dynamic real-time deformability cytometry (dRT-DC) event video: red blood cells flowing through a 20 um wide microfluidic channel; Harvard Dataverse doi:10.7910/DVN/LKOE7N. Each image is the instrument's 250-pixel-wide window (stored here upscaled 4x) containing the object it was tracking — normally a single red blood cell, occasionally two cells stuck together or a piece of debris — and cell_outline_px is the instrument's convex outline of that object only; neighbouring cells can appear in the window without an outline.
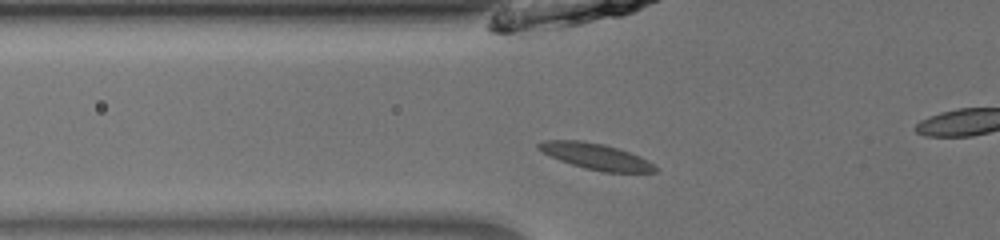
{"species": "common noctule bat (a hibernating species)", "species_latin": "Nyctalus noctula", "temperature_condition": "room temperature", "stored_images_in_passage": 8, "camera_frame_rate_fps": 3000, "um_per_image_px": 0.085, "animal": {"sex": "male", "body_mass_g": 13.0, "forearm_length_mm": 53.1}, "frame": {"image": 1, "passage_image": 6, "time_ms": 1.667, "image_size_px": [1000, 240], "cell_outline_px": [[660, 168], [656, 172], [604, 172], [584, 168], [560, 160], [536, 148], [536, 144], [544, 140], [580, 140], [604, 144], [640, 156], [648, 160]], "centroid_in_image_um": [50.68, 13.29], "position_along_channel_um": 75.1, "area_um2": 17.63}}